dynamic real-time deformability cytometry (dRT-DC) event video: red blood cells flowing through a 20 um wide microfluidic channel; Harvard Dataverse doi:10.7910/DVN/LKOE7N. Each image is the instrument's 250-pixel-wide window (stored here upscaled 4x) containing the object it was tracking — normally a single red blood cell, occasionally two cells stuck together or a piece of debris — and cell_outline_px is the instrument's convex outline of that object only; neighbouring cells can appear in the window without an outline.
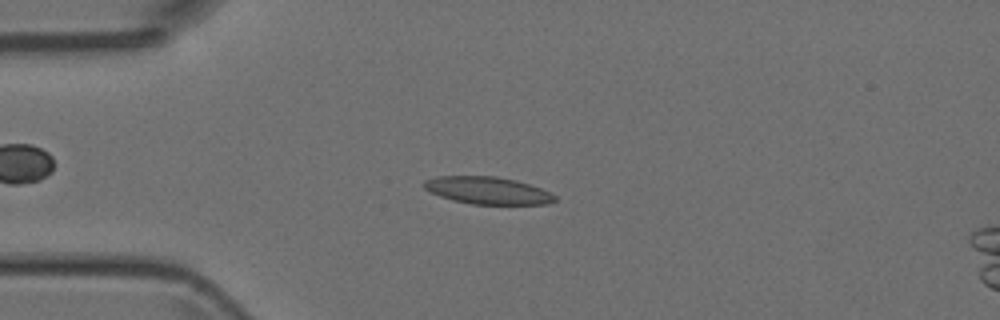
{"species": "Egyptian fruit bat (a non-hibernating species)", "species_latin": "Rousettus aegyptiacus", "temperature_condition": "room temperature", "stored_images_in_passage": 44, "camera_frame_rate_fps": 3000, "um_per_image_px": 0.085, "animal": {"sex": "female"}, "frame": {"image": 1, "passage_image": 12, "time_ms": 3.667, "image_size_px": [1000, 320], "cell_outline_px": [[556, 200], [548, 204], [472, 204], [452, 200], [440, 196], [424, 188], [424, 180], [436, 176], [496, 176], [516, 180], [540, 188], [556, 196]], "centroid_in_image_um": [41.44, 16.18], "position_along_channel_um": 43.6, "area_um2": 20.69}}
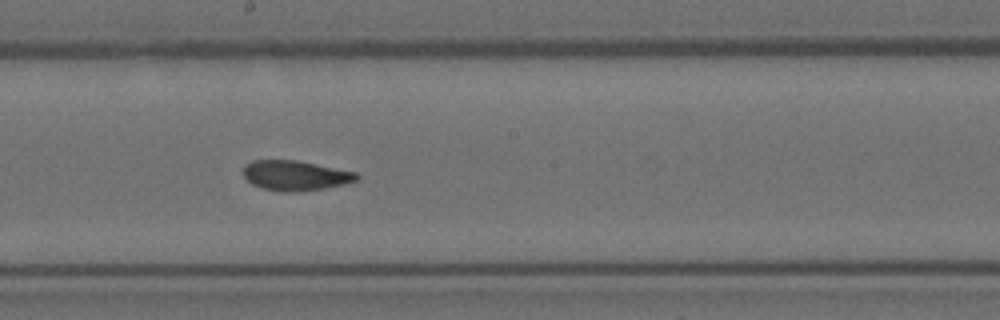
{"frame": {"image": 2, "passage_image": 27, "time_ms": 8.667, "image_size_px": [1000, 320], "cell_outline_px": [[360, 176], [356, 180], [344, 184], [324, 188], [296, 192], [284, 192], [264, 188], [252, 184], [244, 176], [244, 164], [252, 160], [296, 160], [356, 172]], "centroid_in_image_um": [25.09, 14.91], "position_along_channel_um": 223.1, "area_um2": 19.65}}
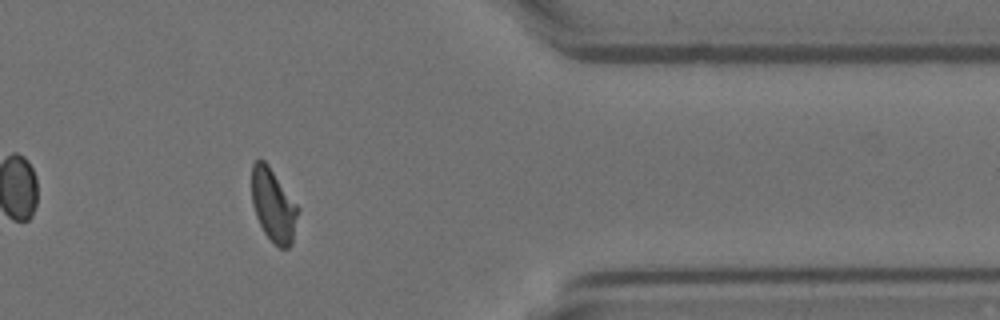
{"frame": {"image": 3, "passage_image": 41, "time_ms": 13.333, "image_size_px": [1000, 320], "cell_outline_px": [[300, 208], [292, 244], [288, 248], [280, 248], [264, 232], [256, 216], [252, 204], [252, 164], [256, 160], [264, 160], [268, 164]], "centroid_in_image_um": [23.25, 17.45], "position_along_channel_um": 388.1, "area_um2": 19.65}}